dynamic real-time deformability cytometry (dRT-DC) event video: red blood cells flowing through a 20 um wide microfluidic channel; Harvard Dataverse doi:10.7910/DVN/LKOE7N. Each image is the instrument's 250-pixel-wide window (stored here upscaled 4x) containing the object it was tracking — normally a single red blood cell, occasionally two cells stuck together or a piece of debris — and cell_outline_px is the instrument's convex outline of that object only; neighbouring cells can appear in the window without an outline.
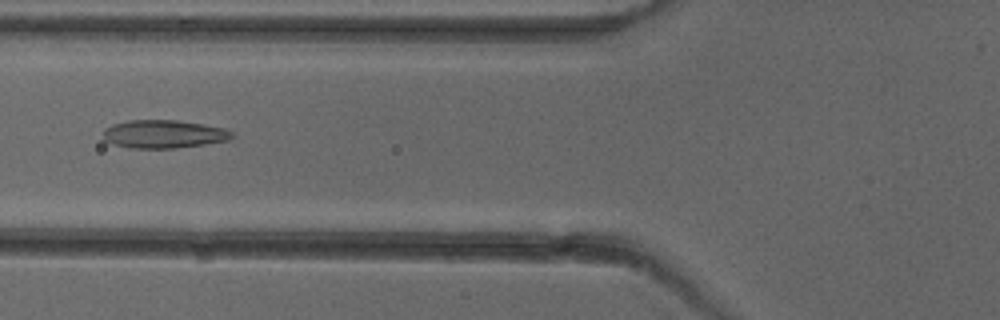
{"species": "common noctule bat (a hibernating species)", "species_latin": "Nyctalus noctula", "temperature_condition": "cold", "stored_images_in_passage": 6, "camera_frame_rate_fps": 3000, "um_per_image_px": 0.085, "animal": {"sex": "female"}, "frame": {"image": 1, "passage_image": 6, "time_ms": 6.0, "image_size_px": [1000, 320], "cell_outline_px": [[236, 136], [228, 140], [204, 144], [172, 148], [132, 148], [112, 144], [104, 140], [104, 128], [112, 124], [128, 120], [176, 120], [204, 124], [224, 128], [232, 132]], "centroid_in_image_um": [13.91, 11.39], "position_along_channel_um": 111.9, "area_um2": 21.15}}